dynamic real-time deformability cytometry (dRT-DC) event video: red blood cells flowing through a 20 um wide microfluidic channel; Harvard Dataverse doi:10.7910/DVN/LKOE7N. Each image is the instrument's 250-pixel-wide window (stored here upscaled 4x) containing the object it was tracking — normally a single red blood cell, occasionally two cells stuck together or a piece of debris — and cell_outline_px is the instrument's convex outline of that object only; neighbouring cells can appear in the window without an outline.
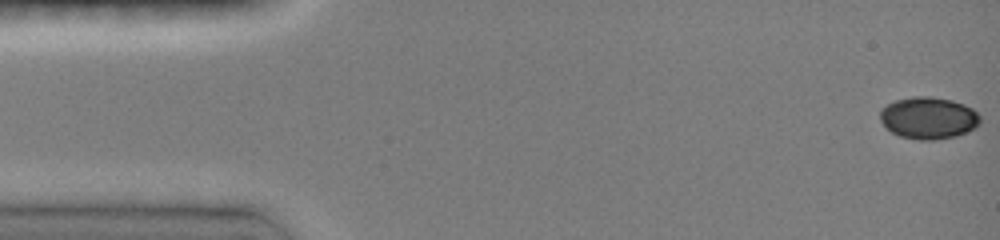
{"species": "common noctule bat (a hibernating species)", "species_latin": "Nyctalus noctula", "temperature_condition": "room temperature", "stored_images_in_passage": 47, "camera_frame_rate_fps": 3000, "um_per_image_px": 0.085, "animal": {"sex": "female", "body_mass_g": 19.0, "forearm_length_mm": 51.5}, "frame": {"image": 1, "passage_image": 1, "time_ms": 0.0, "image_size_px": [1000, 240], "cell_outline_px": [[980, 120], [972, 128], [956, 136], [932, 140], [920, 140], [900, 136], [892, 132], [880, 120], [880, 108], [896, 100], [912, 96], [932, 96], [952, 100], [964, 104], [972, 108], [980, 116]], "centroid_in_image_um": [78.89, 10.01], "position_along_channel_um": 6.1, "area_um2": 24.28}}
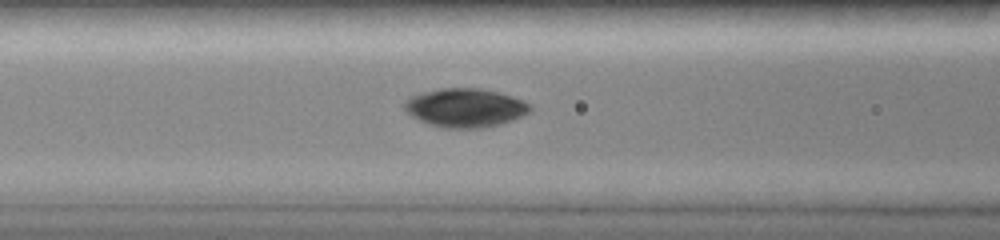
{"frame": {"image": 2, "passage_image": 19, "time_ms": 6.0, "image_size_px": [1000, 240], "cell_outline_px": [[532, 108], [528, 112], [512, 120], [500, 124], [480, 128], [448, 128], [428, 124], [412, 116], [404, 108], [404, 100], [420, 92], [440, 88], [480, 88], [500, 92], [524, 100], [532, 104]], "centroid_in_image_um": [39.55, 9.14], "position_along_channel_um": 127.0, "area_um2": 28.44}}
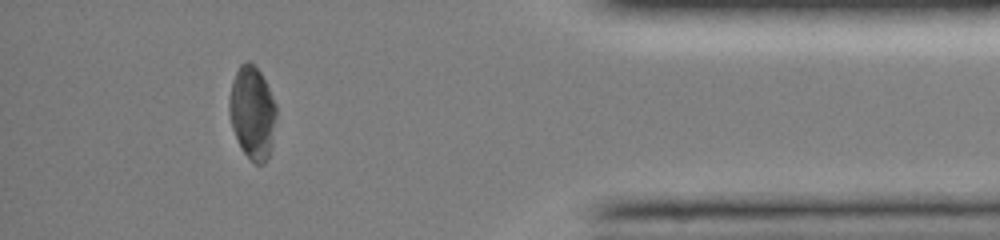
{"frame": {"image": 3, "passage_image": 42, "time_ms": 13.667, "image_size_px": [1000, 240], "cell_outline_px": [[276, 116], [272, 148], [264, 164], [256, 164], [240, 148], [232, 128], [228, 112], [228, 100], [232, 80], [240, 64], [248, 60], [260, 72], [276, 104]], "centroid_in_image_um": [21.43, 9.58], "position_along_channel_um": 413.8, "area_um2": 25.55}, "authors_computed_cell_mechanics": {"area_um2": 26.1834, "velocity_mm_per_s": 4.1092, "shape_relaxation_time_tau1_ms": 2.4604, "shape_relaxation_time_tau2_ms": 3.1688, "deformation_change_tau1": 0.1066, "deformation_change_tau2": 0.0361}}